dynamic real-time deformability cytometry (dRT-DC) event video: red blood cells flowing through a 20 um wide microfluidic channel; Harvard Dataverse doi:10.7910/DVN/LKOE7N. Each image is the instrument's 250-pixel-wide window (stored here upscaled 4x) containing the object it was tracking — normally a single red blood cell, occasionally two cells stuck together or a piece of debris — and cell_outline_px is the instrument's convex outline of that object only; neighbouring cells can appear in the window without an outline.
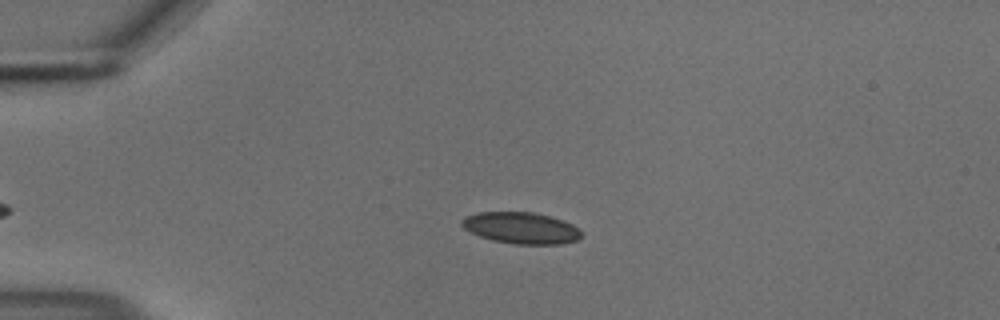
{"species": "common noctule bat (a hibernating species)", "species_latin": "Nyctalus noctula", "temperature_condition": "cold", "stored_images_in_passage": 28, "camera_frame_rate_fps": 3000, "um_per_image_px": 0.085, "animal": {"sex": "male", "body_mass_g": 18.8}, "frame": {"image": 1, "passage_image": 4, "time_ms": 1.0, "image_size_px": [1000, 320], "cell_outline_px": [[580, 236], [576, 240], [564, 244], [512, 244], [492, 240], [480, 236], [464, 228], [460, 224], [460, 220], [468, 216], [480, 212], [532, 212], [548, 216], [572, 224], [580, 232]], "centroid_in_image_um": [44.26, 19.38], "position_along_channel_um": 40.7, "area_um2": 21.62}}
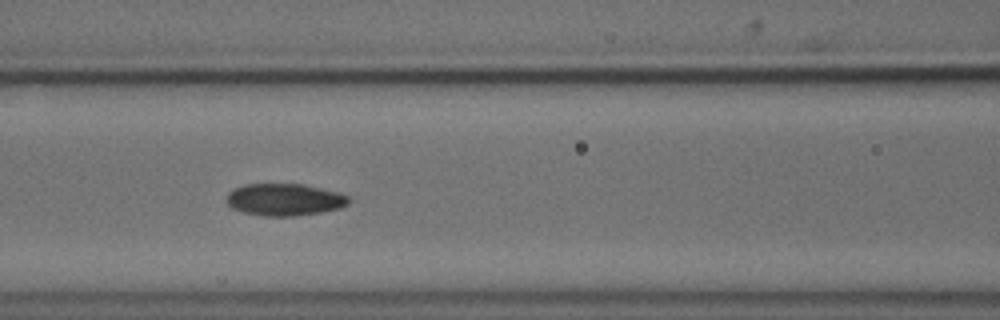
{"frame": {"image": 2, "passage_image": 15, "time_ms": 4.667, "image_size_px": [1000, 320], "cell_outline_px": [[348, 204], [340, 208], [320, 212], [292, 216], [264, 216], [244, 212], [232, 208], [228, 204], [228, 192], [244, 184], [304, 184], [336, 192], [348, 196]], "centroid_in_image_um": [24.17, 16.96], "position_along_channel_um": 142.4, "area_um2": 22.54}}
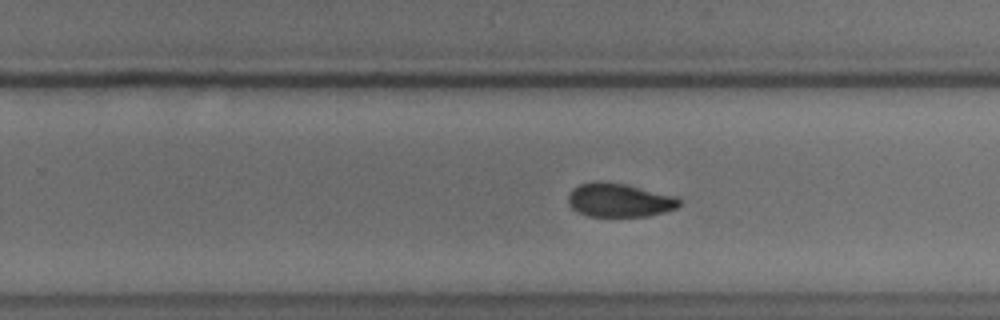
{"frame": {"image": 3, "passage_image": 26, "time_ms": 8.333, "image_size_px": [1000, 320], "cell_outline_px": [[680, 204], [676, 208], [664, 212], [648, 216], [588, 216], [572, 208], [568, 204], [568, 196], [572, 188], [580, 184], [596, 180], [600, 180], [628, 184], [676, 196], [680, 200]], "centroid_in_image_um": [52.63, 16.99], "position_along_channel_um": 277.2, "area_um2": 22.02}}